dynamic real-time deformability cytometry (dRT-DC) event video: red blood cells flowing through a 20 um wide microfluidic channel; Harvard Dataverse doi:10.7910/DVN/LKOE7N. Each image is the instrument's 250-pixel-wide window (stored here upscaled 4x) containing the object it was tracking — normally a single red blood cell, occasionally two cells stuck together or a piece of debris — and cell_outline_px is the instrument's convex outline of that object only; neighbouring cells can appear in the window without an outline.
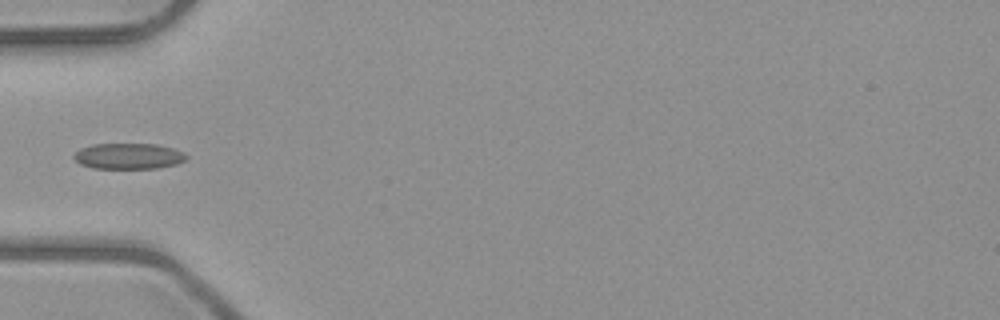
{"species": "common noctule bat (a hibernating species)", "species_latin": "Nyctalus noctula", "temperature_condition": "room temperature", "stored_images_in_passage": 5, "camera_frame_rate_fps": 3000, "um_per_image_px": 0.085, "animal": {"sex": "male", "body_mass_g": 23.1, "forearm_length_mm": 52.7}, "frame": {"image": 1, "passage_image": 4, "time_ms": 3.667, "image_size_px": [1000, 320], "cell_outline_px": [[188, 156], [184, 160], [176, 164], [156, 168], [92, 168], [80, 164], [72, 156], [80, 148], [92, 144], [156, 144], [172, 148], [184, 152]], "centroid_in_image_um": [10.91, 13.26], "position_along_channel_um": 74.1, "area_um2": 16.88}}
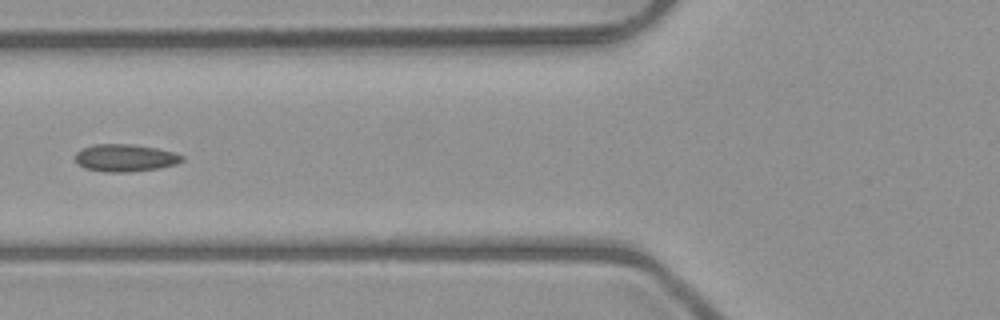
{"frame": {"image": 2, "passage_image": 5, "time_ms": 4.667, "image_size_px": [1000, 320], "cell_outline_px": [[184, 160], [176, 164], [160, 168], [132, 172], [104, 172], [84, 168], [76, 164], [76, 152], [80, 148], [92, 144], [132, 144], [156, 148], [172, 152], [184, 156]], "centroid_in_image_um": [10.6, 13.42], "position_along_channel_um": 115.2, "area_um2": 17.28}}